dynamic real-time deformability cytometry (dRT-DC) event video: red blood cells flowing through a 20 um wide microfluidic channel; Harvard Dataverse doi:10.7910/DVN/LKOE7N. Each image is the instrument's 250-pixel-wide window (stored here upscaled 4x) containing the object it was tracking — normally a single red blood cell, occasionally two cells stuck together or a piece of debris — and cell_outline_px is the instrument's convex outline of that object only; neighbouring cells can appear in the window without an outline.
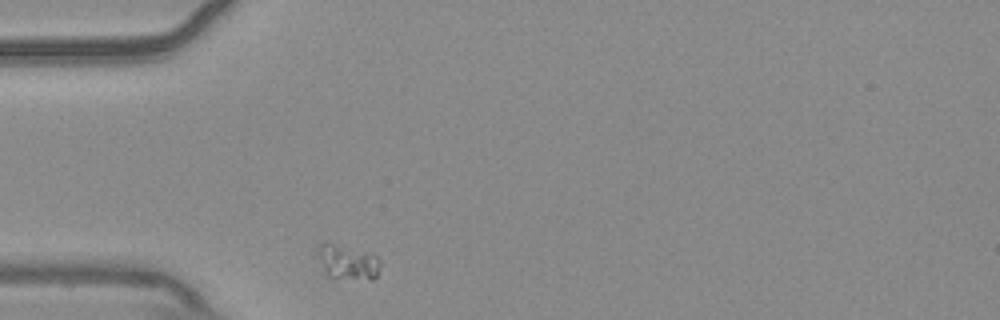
{"species": "common noctule bat (a hibernating species)", "species_latin": "Nyctalus noctula", "temperature_condition": "warm", "stored_images_in_passage": 32, "camera_frame_rate_fps": 3000, "um_per_image_px": 0.085, "animal": {"sex": "male", "body_mass_g": 20.4}, "frame": {"image": 1, "passage_image": 1, "time_ms": 0.0, "image_size_px": [1000, 320], "cell_outline_px": [[380, 264], [376, 276], [372, 280], [328, 276], [320, 256], [320, 244], [324, 240], [328, 240], [376, 256], [380, 260]], "centroid_in_image_um": [29.58, 22.25], "position_along_channel_um": 55.4, "area_um2": 12.2}}
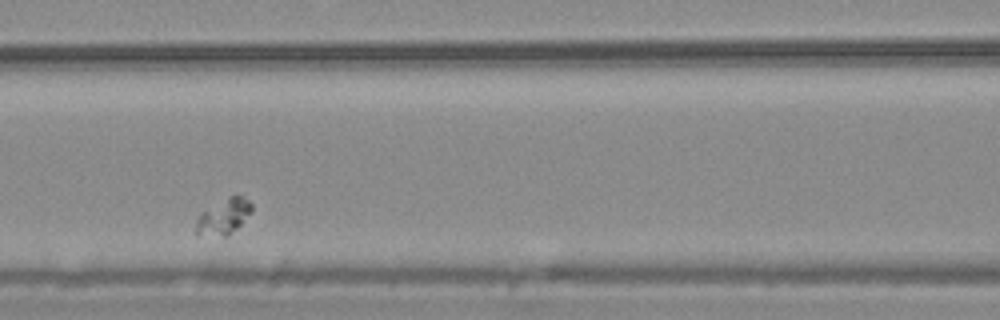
{"frame": {"image": 2, "passage_image": 10, "time_ms": 3.0, "image_size_px": [1000, 320], "cell_outline_px": [[252, 212], [236, 228], [224, 236], [196, 236], [196, 220], [204, 212], [228, 196], [240, 196], [248, 200], [252, 204]], "centroid_in_image_um": [19.01, 18.44], "position_along_channel_um": 147.6, "area_um2": 11.16}}
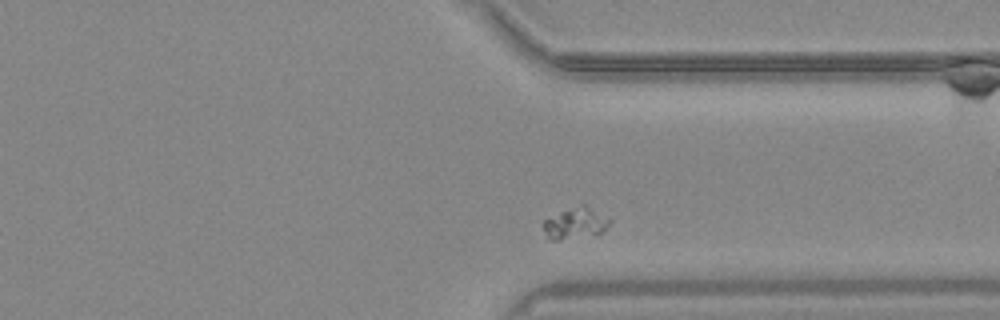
{"frame": {"image": 3, "passage_image": 29, "time_ms": 9.333, "image_size_px": [1000, 320], "cell_outline_px": [[612, 220], [604, 232], [560, 240], [552, 240], [548, 236], [544, 228], [544, 220], [560, 212], [584, 204]], "centroid_in_image_um": [48.94, 18.98], "position_along_channel_um": 362.5, "area_um2": 11.62}}